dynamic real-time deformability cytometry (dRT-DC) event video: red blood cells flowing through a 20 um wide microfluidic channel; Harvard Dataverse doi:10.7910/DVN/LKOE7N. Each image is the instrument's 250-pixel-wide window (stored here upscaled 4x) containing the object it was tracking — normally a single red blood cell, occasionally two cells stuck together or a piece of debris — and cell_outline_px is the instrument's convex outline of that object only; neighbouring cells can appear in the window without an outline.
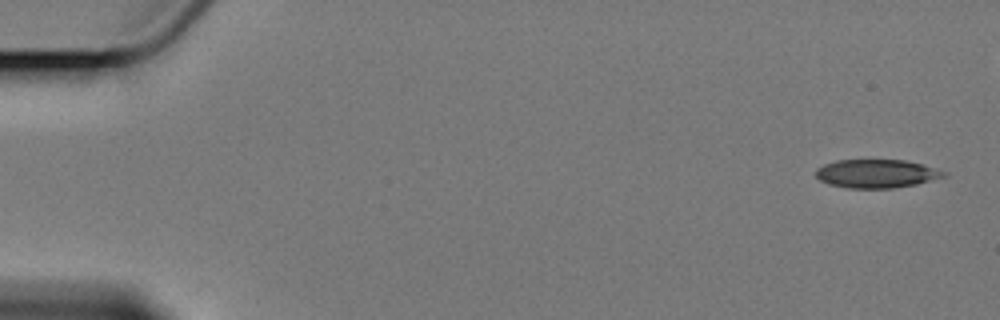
{"species": "Egyptian fruit bat (a non-hibernating species)", "species_latin": "Rousettus aegyptiacus", "temperature_condition": "cold", "stored_images_in_passage": 7, "camera_frame_rate_fps": 3000, "um_per_image_px": 0.085, "animal": {"sex": "female"}, "frame": {"image": 1, "passage_image": 1, "time_ms": 0.0, "image_size_px": [1000, 320], "cell_outline_px": [[948, 176], [916, 184], [892, 188], [848, 188], [828, 184], [820, 180], [816, 176], [816, 168], [824, 164], [836, 160], [904, 160], [936, 168], [948, 172]], "centroid_in_image_um": [74.51, 14.76], "position_along_channel_um": 10.5, "area_um2": 21.27}}
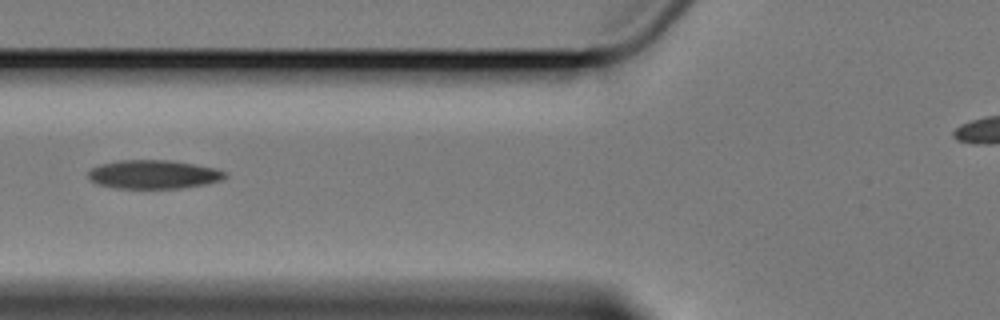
{"frame": {"image": 2, "passage_image": 7, "time_ms": 7.0, "image_size_px": [1000, 320], "cell_outline_px": [[228, 176], [220, 180], [204, 184], [180, 188], [116, 188], [96, 184], [88, 180], [88, 172], [92, 168], [100, 164], [120, 160], [172, 160], [216, 168], [224, 172]], "centroid_in_image_um": [13.01, 14.82], "position_along_channel_um": 112.8, "area_um2": 22.89}}